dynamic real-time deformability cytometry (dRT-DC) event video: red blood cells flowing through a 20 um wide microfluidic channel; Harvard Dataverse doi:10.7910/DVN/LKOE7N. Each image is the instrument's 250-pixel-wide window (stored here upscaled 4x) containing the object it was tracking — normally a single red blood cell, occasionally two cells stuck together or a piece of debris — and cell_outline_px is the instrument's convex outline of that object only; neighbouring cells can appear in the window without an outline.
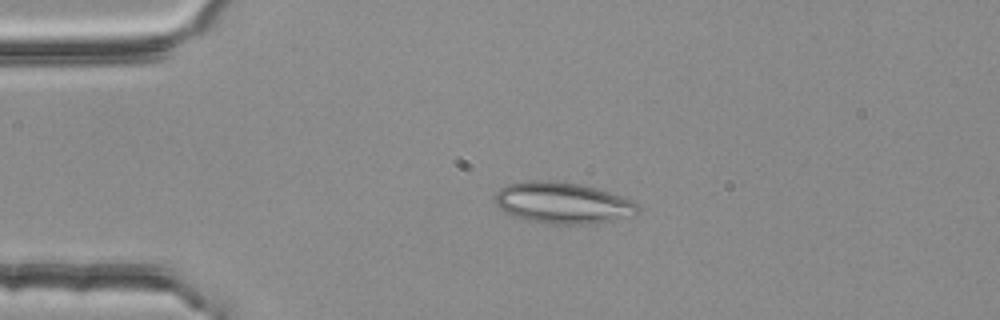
{"species": "common noctule bat (a hibernating species)", "species_latin": "Nyctalus noctula", "temperature_condition": "room temperature", "stored_images_in_passage": 2, "camera_frame_rate_fps": 3000, "um_per_image_px": 0.085, "animal": {"sex": "female", "body_mass_g": 25.1}, "frame": {"image": 1, "passage_image": 1, "time_ms": 0.0, "image_size_px": [1000, 320], "cell_outline_px": [[640, 212], [636, 216], [612, 220], [580, 224], [552, 224], [528, 220], [504, 212], [496, 204], [496, 192], [500, 188], [508, 184], [524, 180], [548, 180], [580, 184], [596, 188], [632, 200], [640, 208]], "centroid_in_image_um": [47.84, 17.24], "position_along_channel_um": 37.2, "area_um2": 34.28}}